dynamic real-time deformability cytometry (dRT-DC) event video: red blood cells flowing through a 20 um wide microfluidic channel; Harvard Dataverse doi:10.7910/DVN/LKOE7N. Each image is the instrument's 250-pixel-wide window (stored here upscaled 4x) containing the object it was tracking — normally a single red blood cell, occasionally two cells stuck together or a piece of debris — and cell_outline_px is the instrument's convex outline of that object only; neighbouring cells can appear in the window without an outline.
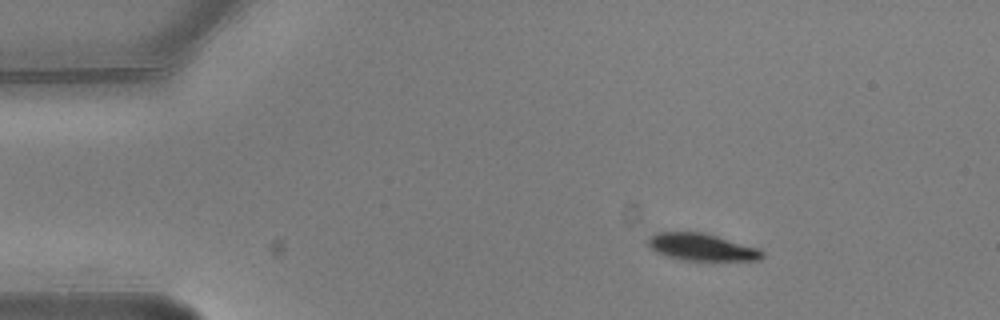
{"species": "common noctule bat (a hibernating species)", "species_latin": "Nyctalus noctula", "temperature_condition": "warm", "stored_images_in_passage": 4, "camera_frame_rate_fps": 3000, "um_per_image_px": 0.085, "animal": {"sex": "male", "body_mass_g": 20.5, "forearm_length_mm": 52.5}, "frame": {"image": 1, "passage_image": 1, "time_ms": 0.0, "image_size_px": [1000, 320], "cell_outline_px": [[764, 256], [760, 260], [684, 260], [668, 256], [656, 252], [648, 244], [648, 236], [656, 232], [700, 232], [716, 236], [760, 248], [764, 252]], "centroid_in_image_um": [59.66, 21.0], "position_along_channel_um": 25.3, "area_um2": 17.92}}
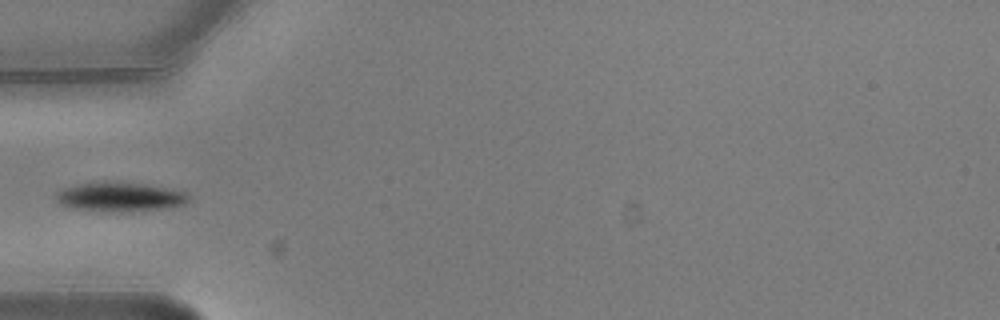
{"frame": {"image": 2, "passage_image": 4, "time_ms": 1.0, "image_size_px": [1000, 320], "cell_outline_px": [[192, 196], [184, 204], [160, 208], [120, 212], [104, 212], [72, 208], [60, 204], [56, 200], [56, 192], [64, 188], [76, 184], [104, 180], [108, 180], [148, 184], [168, 188], [184, 192]], "centroid_in_image_um": [10.14, 16.71], "position_along_channel_um": 74.9, "area_um2": 22.95}}